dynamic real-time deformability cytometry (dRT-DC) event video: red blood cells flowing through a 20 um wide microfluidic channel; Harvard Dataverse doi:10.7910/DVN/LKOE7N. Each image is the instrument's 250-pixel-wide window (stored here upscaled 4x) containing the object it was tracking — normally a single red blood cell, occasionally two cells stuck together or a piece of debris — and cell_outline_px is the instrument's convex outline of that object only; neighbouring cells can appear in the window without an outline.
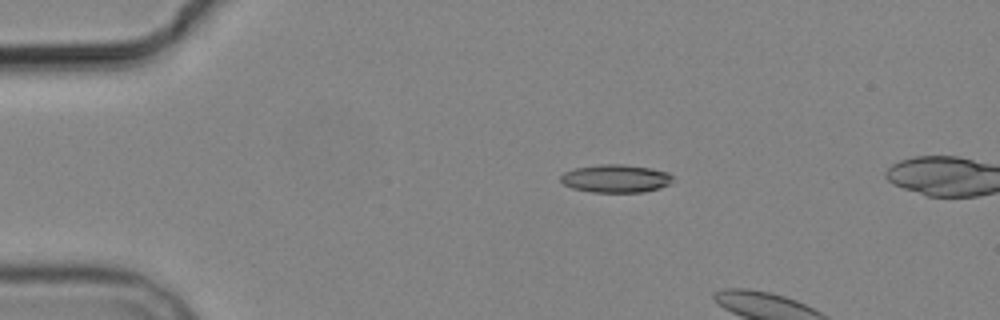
{"species": "common noctule bat (a hibernating species)", "species_latin": "Nyctalus noctula", "temperature_condition": "cold", "stored_images_in_passage": 2, "camera_frame_rate_fps": 3000, "um_per_image_px": 0.085, "animal": {"sex": "male", "body_mass_g": 19.2, "forearm_length_mm": 51.8}, "frame": {"image": 1, "passage_image": 1, "time_ms": 0.0, "image_size_px": [1000, 320], "cell_outline_px": [[672, 180], [668, 184], [660, 188], [644, 192], [592, 192], [572, 188], [564, 184], [560, 180], [560, 176], [564, 172], [576, 168], [600, 164], [624, 164], [648, 168], [668, 172], [672, 176]], "centroid_in_image_um": [52.32, 15.18], "position_along_channel_um": 32.7, "area_um2": 18.21}}